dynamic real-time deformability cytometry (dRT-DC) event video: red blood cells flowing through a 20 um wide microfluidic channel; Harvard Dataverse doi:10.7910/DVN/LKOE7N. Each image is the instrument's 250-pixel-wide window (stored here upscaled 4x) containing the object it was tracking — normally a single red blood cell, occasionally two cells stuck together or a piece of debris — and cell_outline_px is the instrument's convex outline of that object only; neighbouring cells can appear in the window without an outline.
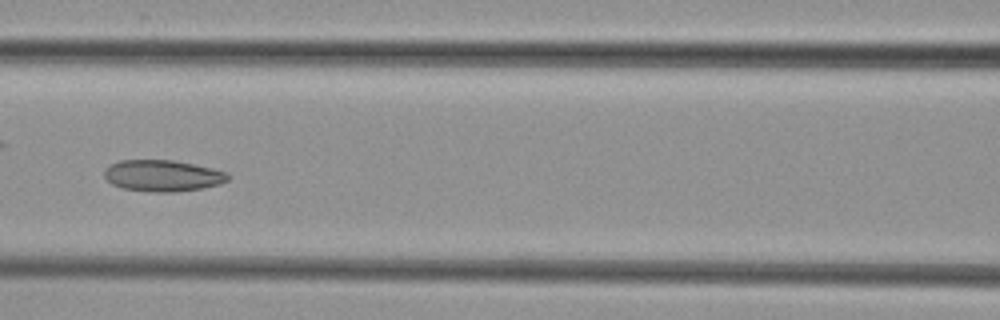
{"species": "common noctule bat (a hibernating species)", "species_latin": "Nyctalus noctula", "temperature_condition": "cold", "stored_images_in_passage": 3, "camera_frame_rate_fps": 3000, "um_per_image_px": 0.085, "animal": {"sex": "female", "body_mass_g": 29.2, "forearm_length_mm": 56.3}, "frame": {"image": 1, "passage_image": 3, "time_ms": 2.333, "image_size_px": [1000, 320], "cell_outline_px": [[232, 176], [228, 180], [220, 184], [204, 188], [176, 192], [152, 192], [120, 188], [112, 184], [104, 176], [104, 168], [120, 160], [172, 160], [212, 168], [228, 172]], "centroid_in_image_um": [13.85, 14.94], "position_along_channel_um": 152.8, "area_um2": 22.83}}